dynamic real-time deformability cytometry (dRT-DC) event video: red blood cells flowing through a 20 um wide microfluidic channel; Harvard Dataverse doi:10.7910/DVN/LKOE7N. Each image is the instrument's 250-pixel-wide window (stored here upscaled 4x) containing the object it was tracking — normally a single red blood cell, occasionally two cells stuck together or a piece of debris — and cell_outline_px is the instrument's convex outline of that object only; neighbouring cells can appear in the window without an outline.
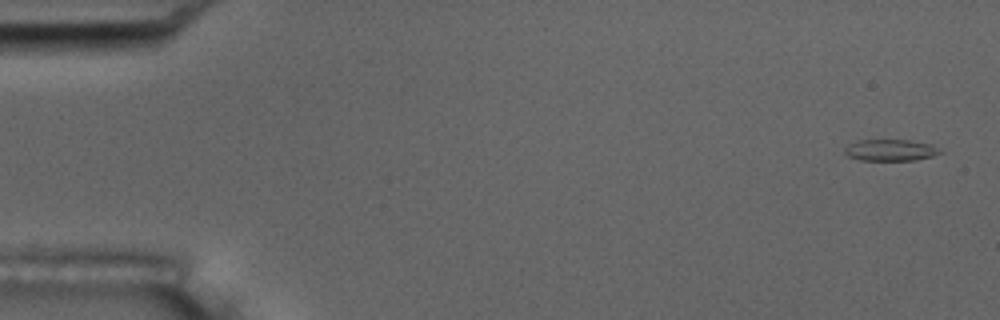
{"species": "common noctule bat (a hibernating species)", "species_latin": "Nyctalus noctula", "temperature_condition": "room temperature", "stored_images_in_passage": 54, "camera_frame_rate_fps": 3000, "um_per_image_px": 0.085, "animal": {"sex": "male", "body_mass_g": 17.5, "forearm_length_mm": 52.3}, "frame": {"image": 1, "passage_image": 2, "time_ms": 0.333, "image_size_px": [1000, 320], "cell_outline_px": [[944, 152], [932, 156], [916, 160], [860, 160], [848, 156], [844, 152], [844, 148], [848, 144], [860, 140], [908, 140], [932, 144]], "centroid_in_image_um": [75.7, 12.76], "position_along_channel_um": 9.3, "area_um2": 11.96}}
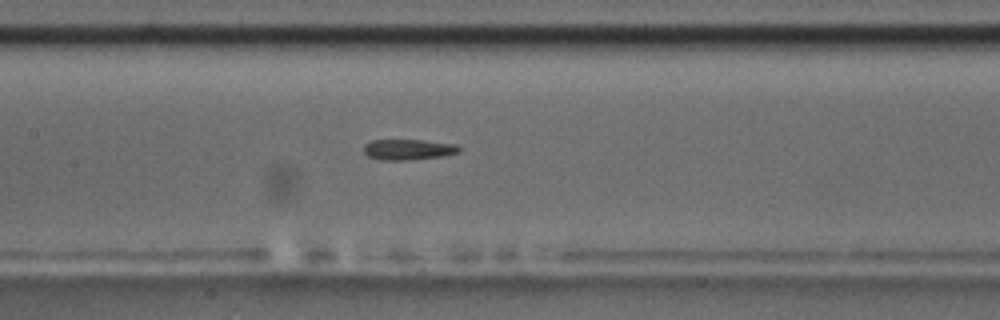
{"frame": {"image": 2, "passage_image": 26, "time_ms": 8.333, "image_size_px": [1000, 320], "cell_outline_px": [[460, 152], [440, 156], [408, 160], [380, 160], [368, 156], [364, 152], [364, 144], [372, 140], [420, 140], [456, 144], [460, 148]], "centroid_in_image_um": [34.67, 12.71], "position_along_channel_um": 172.7, "area_um2": 11.39}}
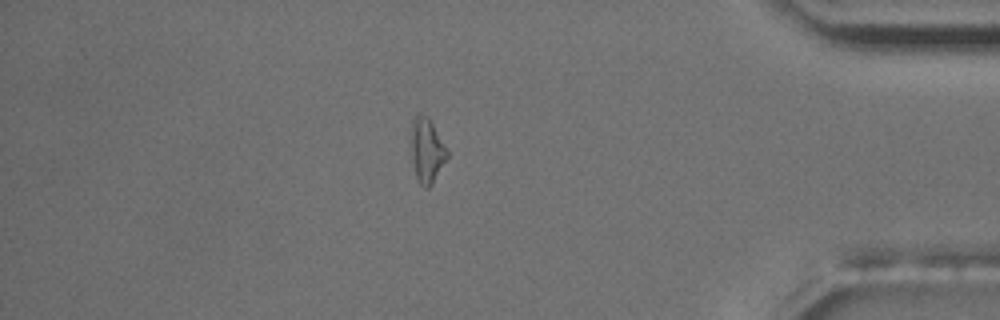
{"frame": {"image": 3, "passage_image": 47, "time_ms": 15.333, "image_size_px": [1000, 320], "cell_outline_px": [[448, 156], [432, 184], [428, 188], [424, 188], [420, 184], [416, 176], [412, 160], [412, 120], [416, 112], [428, 116], [448, 152]], "centroid_in_image_um": [36.27, 12.78], "position_along_channel_um": 398.9, "area_um2": 13.29}, "authors_computed_cell_mechanics": {"area_um2": 12.0224, "velocity_mm_per_s": 3.7219, "shape_relaxation_time_tau1_ms": 3.3838, "shape_relaxation_time_tau2_ms": 4.0266, "deformation_change_tau1": 0.1562, "deformation_change_tau2": 0.168}}